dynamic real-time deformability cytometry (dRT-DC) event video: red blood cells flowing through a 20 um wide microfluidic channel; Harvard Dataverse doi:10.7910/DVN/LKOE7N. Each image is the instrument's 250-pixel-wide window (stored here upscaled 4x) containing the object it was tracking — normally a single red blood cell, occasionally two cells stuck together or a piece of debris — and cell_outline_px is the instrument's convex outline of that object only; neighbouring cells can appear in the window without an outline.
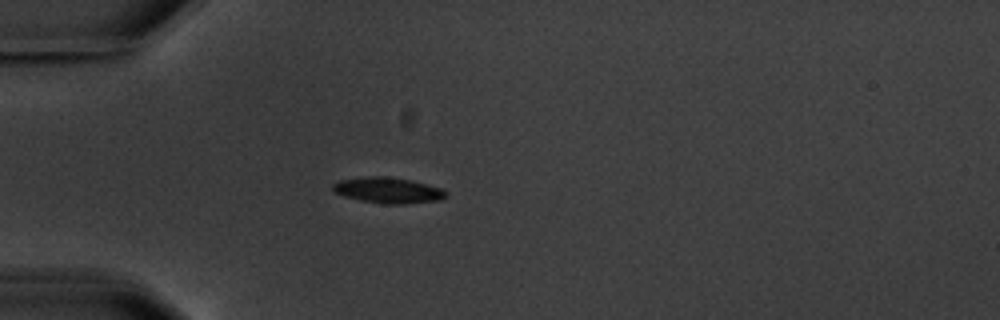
{"species": "common noctule bat (a hibernating species)", "species_latin": "Nyctalus noctula", "temperature_condition": "warm", "stored_images_in_passage": 5, "camera_frame_rate_fps": 3000, "um_per_image_px": 0.085, "animal": {"sex": "male", "body_mass_g": 20.1, "forearm_length_mm": 53.5}, "frame": {"image": 1, "passage_image": 4, "time_ms": 3.667, "image_size_px": [1000, 320], "cell_outline_px": [[448, 196], [440, 200], [404, 204], [384, 204], [360, 200], [344, 196], [336, 192], [332, 188], [332, 184], [340, 180], [368, 176], [384, 176], [408, 180], [440, 188], [448, 192]], "centroid_in_image_um": [32.99, 16.18], "position_along_channel_um": 52.0, "area_um2": 16.82}}